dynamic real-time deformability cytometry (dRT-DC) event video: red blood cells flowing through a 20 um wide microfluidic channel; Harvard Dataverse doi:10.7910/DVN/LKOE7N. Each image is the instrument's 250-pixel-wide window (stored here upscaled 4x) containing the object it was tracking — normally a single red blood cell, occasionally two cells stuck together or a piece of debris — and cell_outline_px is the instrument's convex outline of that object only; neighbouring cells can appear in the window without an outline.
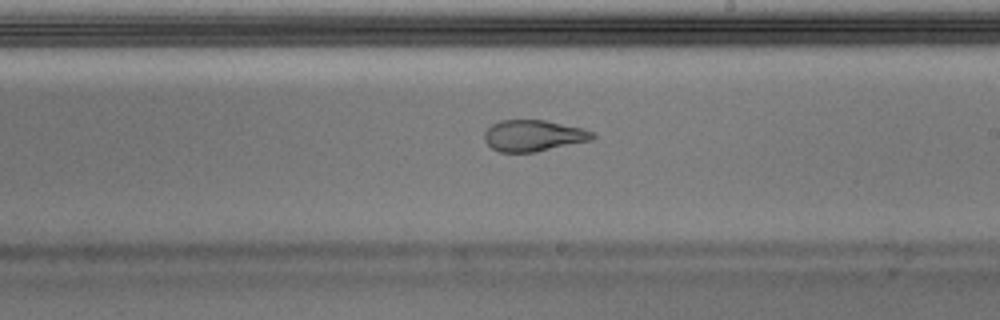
{"species": "Egyptian fruit bat (a non-hibernating species)", "species_latin": "Rousettus aegyptiacus", "temperature_condition": "warm", "stored_images_in_passage": 37, "segment_of_instrument_passage": [1, 2], "camera_frame_rate_fps": 3000, "um_per_image_px": 0.085, "animal": {"sex": "male"}, "frame": {"image": 1, "passage_image": 16, "time_ms": 5.0, "image_size_px": [1000, 320], "cell_outline_px": [[596, 136], [592, 140], [536, 152], [500, 152], [492, 148], [484, 140], [484, 132], [492, 124], [500, 120], [544, 120], [584, 128], [592, 132]], "centroid_in_image_um": [45.35, 11.53], "position_along_channel_um": 243.7, "area_um2": 19.77}}